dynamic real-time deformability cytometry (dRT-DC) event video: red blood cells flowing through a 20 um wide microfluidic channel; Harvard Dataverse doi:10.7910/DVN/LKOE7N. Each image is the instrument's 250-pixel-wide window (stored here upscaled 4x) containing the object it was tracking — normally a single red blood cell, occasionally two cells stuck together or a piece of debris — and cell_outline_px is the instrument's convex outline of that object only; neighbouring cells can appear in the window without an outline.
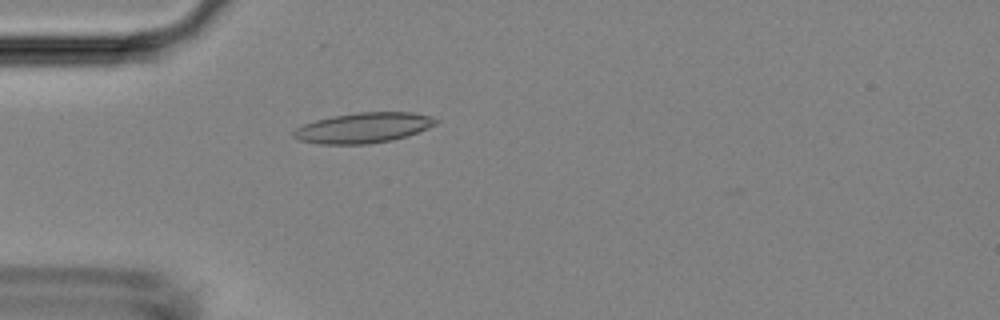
{"species": "Egyptian fruit bat (a non-hibernating species)", "species_latin": "Rousettus aegyptiacus", "temperature_condition": "room temperature", "stored_images_in_passage": 3, "camera_frame_rate_fps": 3000, "um_per_image_px": 0.085, "animal": {"sex": "female"}, "frame": {"image": 1, "passage_image": 3, "time_ms": 2.333, "image_size_px": [1000, 320], "cell_outline_px": [[440, 120], [436, 124], [428, 128], [392, 140], [368, 144], [316, 144], [300, 140], [292, 136], [292, 132], [296, 128], [304, 124], [316, 120], [332, 116], [356, 112], [412, 112], [432, 116]], "centroid_in_image_um": [30.88, 10.86], "position_along_channel_um": 54.1, "area_um2": 25.14}}